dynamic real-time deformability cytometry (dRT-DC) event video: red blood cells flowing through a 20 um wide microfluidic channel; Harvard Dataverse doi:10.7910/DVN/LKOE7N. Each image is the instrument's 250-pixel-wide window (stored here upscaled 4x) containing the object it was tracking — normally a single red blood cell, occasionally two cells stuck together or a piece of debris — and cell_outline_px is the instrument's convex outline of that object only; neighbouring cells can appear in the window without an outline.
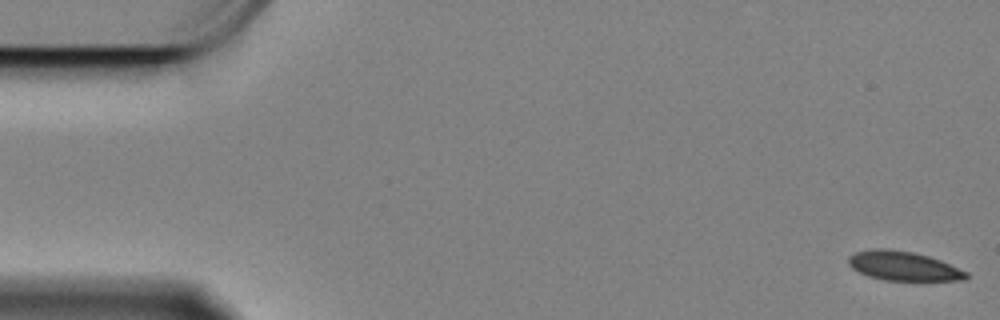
{"species": "Egyptian fruit bat (a non-hibernating species)", "species_latin": "Rousettus aegyptiacus", "temperature_condition": "cold", "stored_images_in_passage": 59, "camera_frame_rate_fps": 3000, "um_per_image_px": 0.085, "animal": {"sex": "female"}, "frame": {"image": 1, "passage_image": 1, "time_ms": 0.0, "image_size_px": [1000, 320], "cell_outline_px": [[968, 276], [964, 280], [884, 280], [868, 276], [852, 268], [848, 264], [848, 256], [856, 252], [876, 248], [884, 248], [912, 252], [928, 256], [940, 260], [968, 272]], "centroid_in_image_um": [76.77, 22.61], "position_along_channel_um": 8.2, "area_um2": 19.88}}
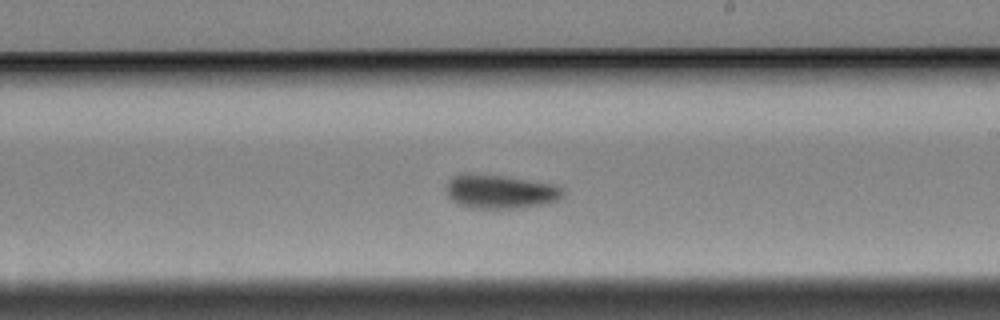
{"frame": {"image": 2, "passage_image": 34, "time_ms": 11.0, "image_size_px": [1000, 320], "cell_outline_px": [[564, 196], [548, 204], [516, 208], [468, 208], [452, 200], [448, 196], [448, 184], [456, 176], [464, 172], [504, 176], [556, 184], [564, 188]], "centroid_in_image_um": [42.59, 16.29], "position_along_channel_um": 246.4, "area_um2": 23.06}}
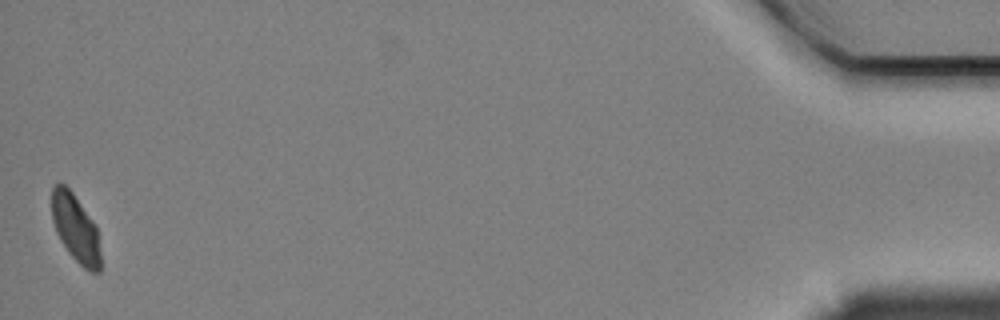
{"frame": {"image": 3, "passage_image": 59, "time_ms": 19.333, "image_size_px": [1000, 320], "cell_outline_px": [[100, 272], [88, 272], [68, 252], [60, 240], [56, 232], [52, 220], [52, 188], [60, 180], [72, 192], [96, 228], [100, 252]], "centroid_in_image_um": [6.39, 19.41], "position_along_channel_um": 428.8, "area_um2": 18.9}, "authors_computed_cell_mechanics": {"area_um2": 21.5016, "velocity_mm_per_s": 3.3159, "shape_relaxation_time_tau1_ms": 4.0607, "shape_relaxation_time_tau2_ms": 2.5548, "deformation_change_tau1": 0.0729, "deformation_change_tau2": 0.0567}}